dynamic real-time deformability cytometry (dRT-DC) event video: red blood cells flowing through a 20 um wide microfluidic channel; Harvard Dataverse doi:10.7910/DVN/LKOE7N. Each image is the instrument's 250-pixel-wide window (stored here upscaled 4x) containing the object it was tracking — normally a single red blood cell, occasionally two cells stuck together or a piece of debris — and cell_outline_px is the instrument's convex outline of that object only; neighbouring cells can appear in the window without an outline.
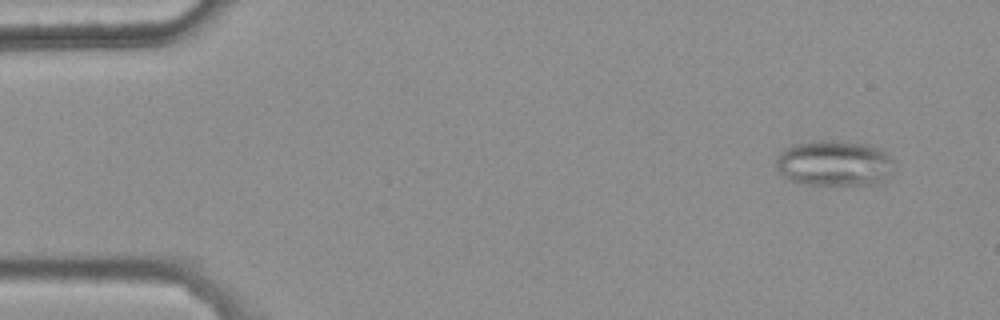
{"species": "common noctule bat (a hibernating species)", "species_latin": "Nyctalus noctula", "temperature_condition": "warm", "stored_images_in_passage": 47, "camera_frame_rate_fps": 3000, "um_per_image_px": 0.085, "animal": {"sex": "female", "body_mass_g": 25.1}, "frame": {"image": 1, "passage_image": 4, "time_ms": 1.0, "image_size_px": [1000, 320], "cell_outline_px": [[892, 160], [888, 172], [884, 180], [876, 184], [808, 184], [792, 180], [784, 176], [776, 168], [776, 156], [784, 148], [796, 144], [820, 140], [832, 140], [868, 144], [884, 152]], "centroid_in_image_um": [70.85, 13.86], "position_along_channel_um": 14.2, "area_um2": 30.81}}
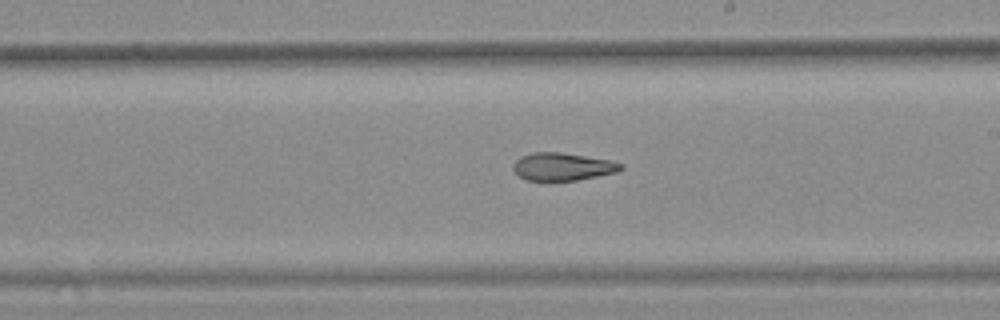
{"frame": {"image": 2, "passage_image": 31, "time_ms": 10.0, "image_size_px": [1000, 320], "cell_outline_px": [[624, 168], [616, 172], [576, 180], [552, 184], [524, 180], [512, 168], [512, 164], [520, 156], [532, 152], [560, 152], [612, 160], [624, 164]], "centroid_in_image_um": [47.77, 14.2], "position_along_channel_um": 241.2, "area_um2": 18.15}}
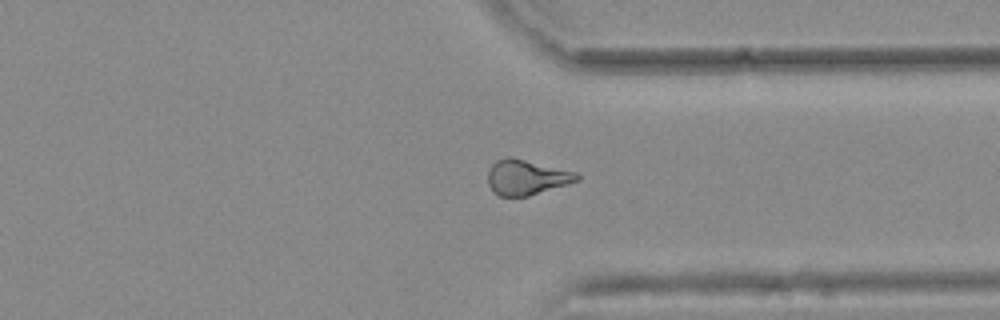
{"frame": {"image": 3, "passage_image": 41, "time_ms": 13.333, "image_size_px": [1000, 320], "cell_outline_px": [[580, 180], [568, 184], [528, 196], [500, 196], [492, 192], [488, 184], [488, 168], [496, 160], [508, 156], [512, 156], [576, 172], [580, 176]], "centroid_in_image_um": [44.73, 15.06], "position_along_channel_um": 366.7, "area_um2": 18.44}, "authors_computed_cell_mechanics": {"area_um2": 18.496, "velocity_mm_per_s": 3.7699, "shape_relaxation_time_tau1_ms": null, "shape_relaxation_time_tau2_ms": 3.7896, "deformation_change_tau1": null, "deformation_change_tau2": 0.1187}}